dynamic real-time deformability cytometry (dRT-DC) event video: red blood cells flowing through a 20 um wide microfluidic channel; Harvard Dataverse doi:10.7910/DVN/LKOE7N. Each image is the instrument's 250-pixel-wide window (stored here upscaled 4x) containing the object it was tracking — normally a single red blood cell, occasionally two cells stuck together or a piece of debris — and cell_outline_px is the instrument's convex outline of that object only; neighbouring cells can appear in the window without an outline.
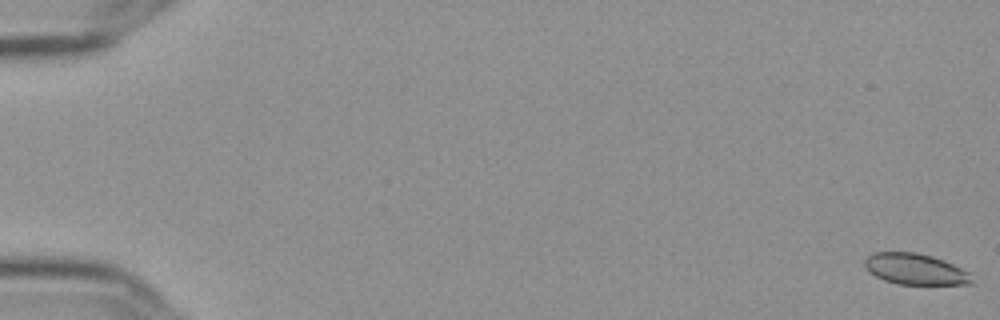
{"species": "Egyptian fruit bat (a non-hibernating species)", "species_latin": "Rousettus aegyptiacus", "temperature_condition": "cold", "stored_images_in_passage": 58, "camera_frame_rate_fps": 3000, "um_per_image_px": 0.085, "frame": {"image": 1, "passage_image": 1, "time_ms": 0.0, "image_size_px": [1000, 320], "cell_outline_px": [[976, 284], [896, 284], [884, 280], [876, 276], [864, 264], [864, 260], [872, 252], [916, 252], [932, 256], [944, 260], [968, 272]], "centroid_in_image_um": [77.81, 22.87], "position_along_channel_um": 7.2, "area_um2": 19.25}}
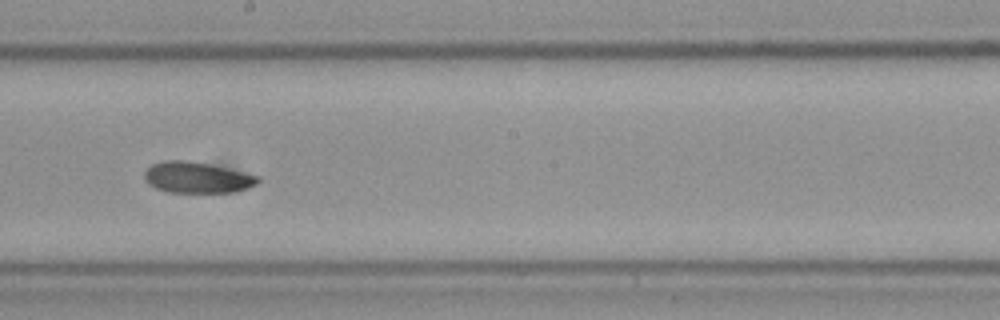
{"frame": {"image": 2, "passage_image": 34, "time_ms": 11.0, "image_size_px": [1000, 320], "cell_outline_px": [[260, 180], [256, 184], [248, 188], [232, 192], [168, 192], [156, 188], [148, 184], [144, 180], [144, 172], [152, 164], [164, 160], [184, 160], [208, 164], [260, 176]], "centroid_in_image_um": [16.72, 15.09], "position_along_channel_um": 231.5, "area_um2": 20.4}}
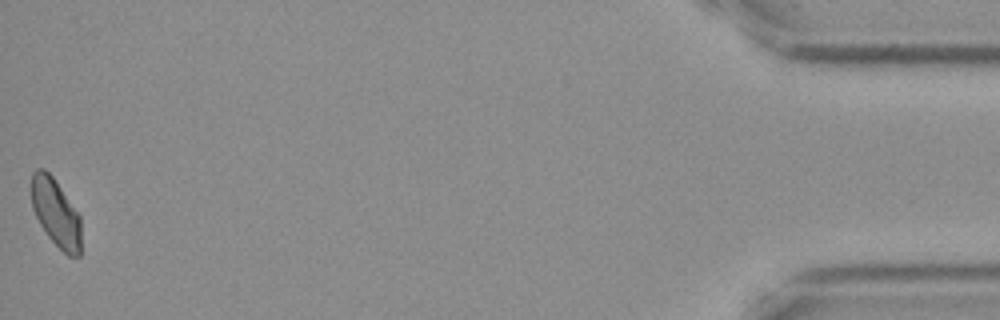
{"frame": {"image": 3, "passage_image": 58, "time_ms": 19.0, "image_size_px": [1000, 320], "cell_outline_px": [[80, 256], [68, 256], [48, 236], [40, 224], [32, 208], [32, 172], [36, 168], [44, 168], [52, 176], [80, 216]], "centroid_in_image_um": [4.74, 18.08], "position_along_channel_um": 430.5, "area_um2": 19.31}, "authors_computed_cell_mechanics": {"area_um2": 20.9525, "velocity_mm_per_s": 3.5928, "shape_relaxation_time_tau1_ms": null, "shape_relaxation_time_tau2_ms": 2.468, "deformation_change_tau1": null, "deformation_change_tau2": 0.0473}}